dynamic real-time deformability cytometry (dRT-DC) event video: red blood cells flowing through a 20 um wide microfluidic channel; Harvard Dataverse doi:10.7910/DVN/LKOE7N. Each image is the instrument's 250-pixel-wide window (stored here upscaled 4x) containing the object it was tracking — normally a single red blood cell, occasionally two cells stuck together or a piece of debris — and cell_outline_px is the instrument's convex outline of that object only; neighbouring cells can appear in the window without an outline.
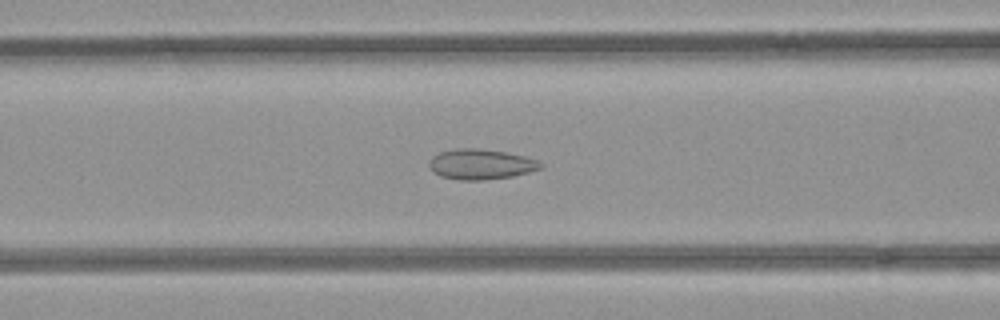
{"species": "common noctule bat (a hibernating species)", "species_latin": "Nyctalus noctula", "temperature_condition": "room temperature", "stored_images_in_passage": 42, "camera_frame_rate_fps": 3000, "um_per_image_px": 0.085, "animal": {"sex": "female", "body_mass_g": 21.9}, "frame": {"image": 1, "passage_image": 17, "time_ms": 5.333, "image_size_px": [1000, 320], "cell_outline_px": [[544, 168], [512, 176], [484, 180], [460, 180], [440, 176], [428, 164], [432, 156], [440, 152], [456, 148], [476, 148], [504, 152], [524, 156], [536, 160], [544, 164]], "centroid_in_image_um": [40.89, 13.96], "position_along_channel_um": 125.7, "area_um2": 19.54}}
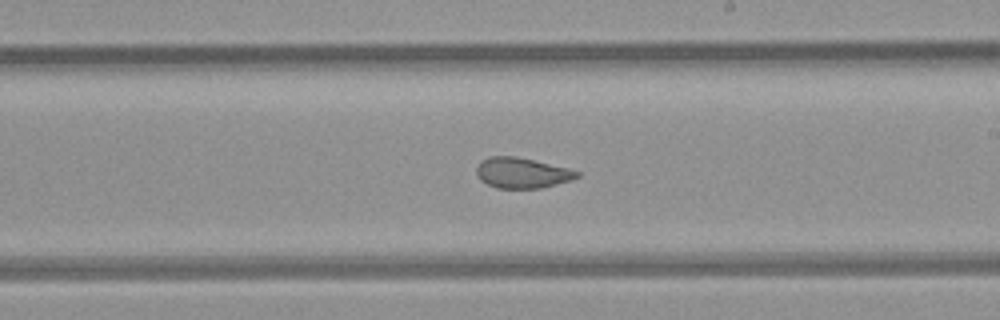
{"frame": {"image": 2, "passage_image": 26, "time_ms": 8.333, "image_size_px": [1000, 320], "cell_outline_px": [[580, 176], [572, 180], [540, 188], [496, 188], [480, 180], [476, 172], [476, 168], [480, 160], [492, 156], [516, 156], [568, 168], [580, 172]], "centroid_in_image_um": [44.36, 14.69], "position_along_channel_um": 244.6, "area_um2": 17.86}}
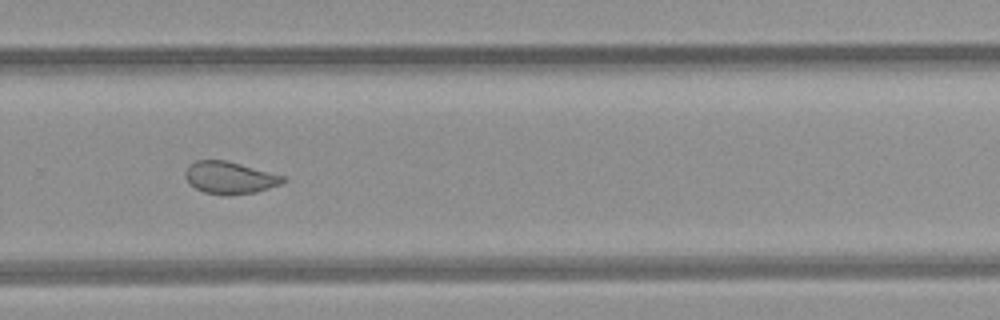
{"frame": {"image": 3, "passage_image": 31, "time_ms": 10.0, "image_size_px": [1000, 320], "cell_outline_px": [[288, 180], [280, 184], [256, 192], [228, 196], [224, 196], [204, 192], [196, 188], [184, 176], [184, 172], [188, 164], [196, 160], [224, 160], [288, 176]], "centroid_in_image_um": [19.56, 15.11], "position_along_channel_um": 310.2, "area_um2": 18.55}, "authors_computed_cell_mechanics": {"area_um2": 21.7617, "velocity_mm_per_s": 3.9688, "shape_relaxation_time_tau1_ms": null, "shape_relaxation_time_tau2_ms": 1.4498, "deformation_change_tau1": null, "deformation_change_tau2": 0.0801}}